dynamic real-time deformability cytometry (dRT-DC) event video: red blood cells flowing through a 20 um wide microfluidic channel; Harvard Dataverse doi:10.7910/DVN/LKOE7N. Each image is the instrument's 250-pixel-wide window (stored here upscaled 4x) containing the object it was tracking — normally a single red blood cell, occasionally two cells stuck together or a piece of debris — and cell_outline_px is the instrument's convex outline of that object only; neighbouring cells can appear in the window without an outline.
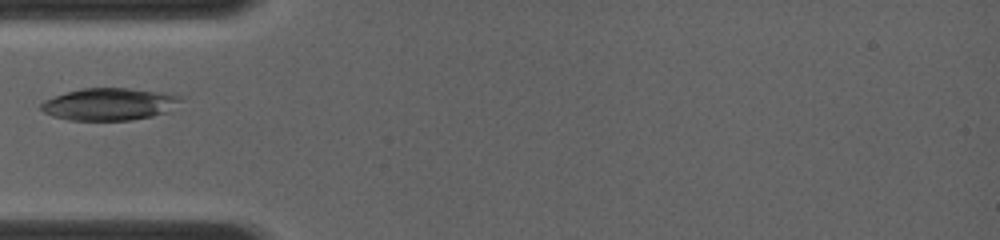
{"species": "common noctule bat (a hibernating species)", "species_latin": "Nyctalus noctula", "temperature_condition": "room temperature", "stored_images_in_passage": 5, "camera_frame_rate_fps": 4000, "um_per_image_px": 0.085, "animal": {"sex": "female", "body_mass_g": 19.0, "forearm_length_mm": 56.7}, "frame": {"image": 1, "passage_image": 4, "time_ms": 2.25, "image_size_px": [1000, 240], "cell_outline_px": [[184, 100], [172, 112], [132, 120], [68, 120], [52, 116], [44, 112], [40, 108], [40, 104], [44, 100], [64, 92], [80, 88], [128, 88], [184, 96]], "centroid_in_image_um": [9.33, 8.86], "position_along_channel_um": 75.7, "area_um2": 26.65}}